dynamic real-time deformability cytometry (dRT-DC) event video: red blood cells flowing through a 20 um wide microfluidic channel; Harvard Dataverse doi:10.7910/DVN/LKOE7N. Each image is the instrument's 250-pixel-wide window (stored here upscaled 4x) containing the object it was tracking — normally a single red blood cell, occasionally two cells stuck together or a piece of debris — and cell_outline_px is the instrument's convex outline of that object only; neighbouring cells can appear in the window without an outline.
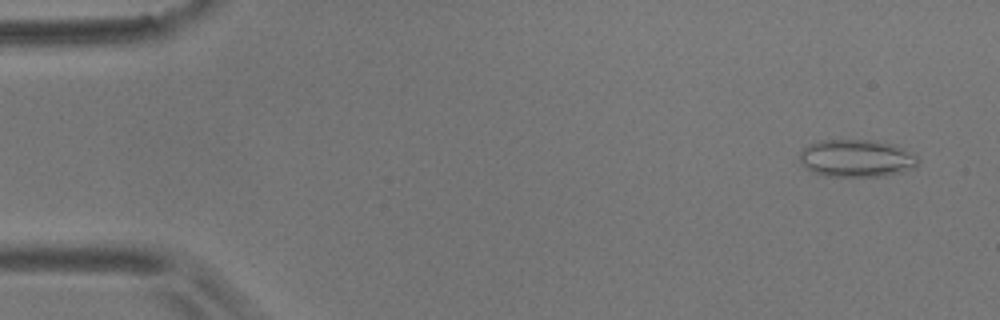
{"species": "common noctule bat (a hibernating species)", "species_latin": "Nyctalus noctula", "temperature_condition": "room temperature", "stored_images_in_passage": 4, "camera_frame_rate_fps": 3000, "um_per_image_px": 0.085, "animal": {"sex": "male", "body_mass_g": 17.9}, "frame": {"image": 1, "passage_image": 1, "time_ms": 0.0, "image_size_px": [1000, 320], "cell_outline_px": [[920, 160], [916, 168], [884, 176], [828, 176], [804, 168], [800, 160], [800, 152], [804, 148], [820, 140], [872, 140], [892, 144], [916, 156]], "centroid_in_image_um": [72.81, 13.46], "position_along_channel_um": 12.2, "area_um2": 25.61}}